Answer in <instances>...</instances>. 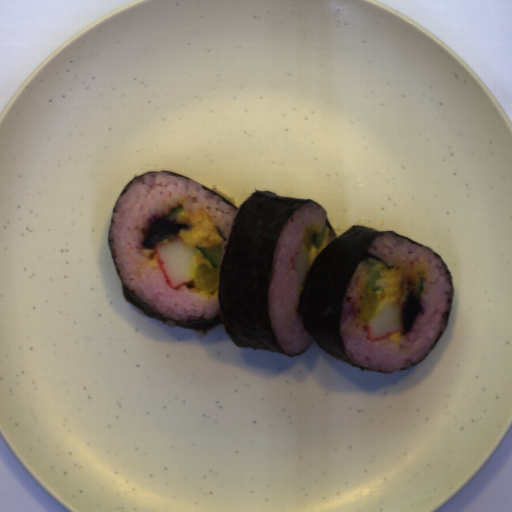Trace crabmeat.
Wrapping results in <instances>:
<instances>
[{
  "label": "crabmeat",
  "instance_id": "obj_1",
  "mask_svg": "<svg viewBox=\"0 0 512 512\" xmlns=\"http://www.w3.org/2000/svg\"><path fill=\"white\" fill-rule=\"evenodd\" d=\"M158 266L165 282L172 289L192 281L195 255L187 243L179 236L154 247Z\"/></svg>",
  "mask_w": 512,
  "mask_h": 512
},
{
  "label": "crabmeat",
  "instance_id": "obj_2",
  "mask_svg": "<svg viewBox=\"0 0 512 512\" xmlns=\"http://www.w3.org/2000/svg\"><path fill=\"white\" fill-rule=\"evenodd\" d=\"M401 309L399 302H381L365 324L366 339L372 342L401 331Z\"/></svg>",
  "mask_w": 512,
  "mask_h": 512
},
{
  "label": "crabmeat",
  "instance_id": "obj_3",
  "mask_svg": "<svg viewBox=\"0 0 512 512\" xmlns=\"http://www.w3.org/2000/svg\"><path fill=\"white\" fill-rule=\"evenodd\" d=\"M296 274L297 281L301 286L304 283L310 267L308 249L305 243H302L298 252L291 259Z\"/></svg>",
  "mask_w": 512,
  "mask_h": 512
}]
</instances>
